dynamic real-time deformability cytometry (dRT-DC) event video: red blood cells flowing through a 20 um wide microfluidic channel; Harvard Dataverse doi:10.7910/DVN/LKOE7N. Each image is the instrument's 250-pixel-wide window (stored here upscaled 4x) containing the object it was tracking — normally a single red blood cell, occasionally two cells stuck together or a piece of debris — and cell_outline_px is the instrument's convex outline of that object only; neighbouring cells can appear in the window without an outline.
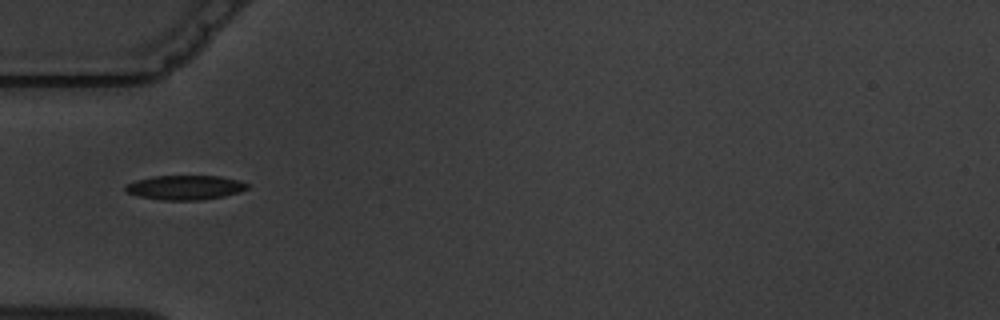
{"species": "common noctule bat (a hibernating species)", "species_latin": "Nyctalus noctula", "temperature_condition": "warm", "stored_images_in_passage": 4, "camera_frame_rate_fps": 3000, "um_per_image_px": 0.085, "animal": {"sex": "male", "body_mass_g": 19.5, "forearm_length_mm": 54.6}, "frame": {"image": 1, "passage_image": 1, "time_ms": 0.0, "image_size_px": [1000, 320], "cell_outline_px": [[252, 184], [248, 188], [240, 192], [224, 196], [204, 200], [160, 200], [140, 196], [128, 192], [124, 188], [128, 184], [136, 180], [152, 176], [220, 176], [240, 180]], "centroid_in_image_um": [15.81, 15.93], "position_along_channel_um": 69.2, "area_um2": 17.46}}